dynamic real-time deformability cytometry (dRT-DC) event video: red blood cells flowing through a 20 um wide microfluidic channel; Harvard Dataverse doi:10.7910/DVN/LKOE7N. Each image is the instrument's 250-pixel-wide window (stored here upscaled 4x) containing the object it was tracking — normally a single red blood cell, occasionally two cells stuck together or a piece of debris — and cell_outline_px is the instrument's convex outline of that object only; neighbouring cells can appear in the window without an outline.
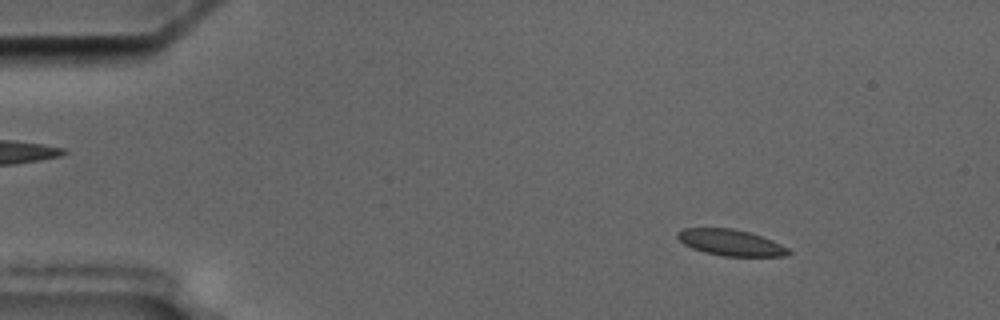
{"species": "common noctule bat (a hibernating species)", "species_latin": "Nyctalus noctula", "temperature_condition": "cold", "stored_images_in_passage": 57, "camera_frame_rate_fps": 3000, "um_per_image_px": 0.085, "animal": {"sex": "male", "body_mass_g": 17.5, "forearm_length_mm": 52.3}, "frame": {"image": 1, "passage_image": 8, "time_ms": 2.333, "image_size_px": [1000, 320], "cell_outline_px": [[792, 252], [788, 256], [724, 256], [704, 252], [692, 248], [684, 244], [676, 236], [676, 232], [684, 228], [732, 228], [748, 232], [772, 240], [788, 248]], "centroid_in_image_um": [62.1, 20.62], "position_along_channel_um": 22.9, "area_um2": 16.88}}
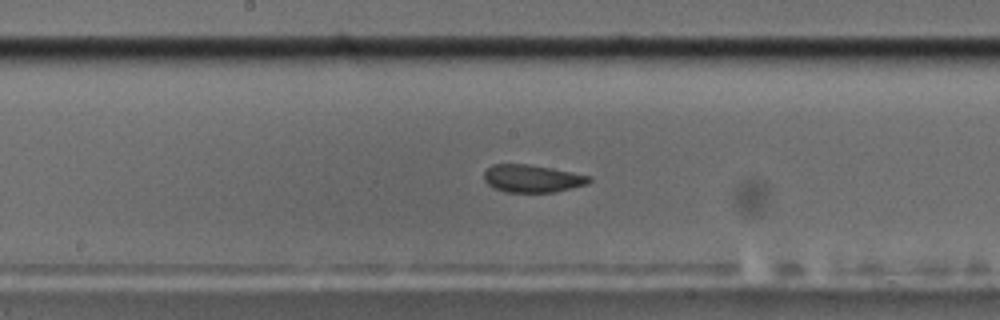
{"frame": {"image": 2, "passage_image": 30, "time_ms": 9.667, "image_size_px": [1000, 320], "cell_outline_px": [[592, 180], [588, 184], [556, 192], [504, 192], [492, 188], [484, 180], [484, 172], [492, 164], [528, 164], [552, 168], [592, 176]], "centroid_in_image_um": [45.25, 15.18], "position_along_channel_um": 203.0, "area_um2": 17.11}}
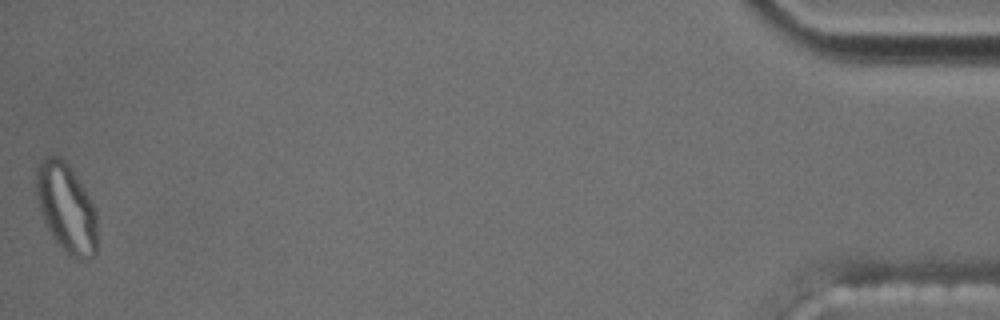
{"frame": {"image": 3, "passage_image": 57, "time_ms": 18.667, "image_size_px": [1000, 320], "cell_outline_px": [[96, 252], [92, 256], [80, 260], [68, 256], [52, 236], [44, 224], [36, 196], [36, 168], [40, 160], [44, 156], [56, 156], [64, 160], [68, 164], [96, 208]], "centroid_in_image_um": [5.61, 17.68], "position_along_channel_um": 429.6, "area_um2": 31.67}, "authors_computed_cell_mechanics": {"area_um2": 17.4556, "velocity_mm_per_s": 3.5494, "shape_relaxation_time_tau1_ms": null, "shape_relaxation_time_tau2_ms": 1.3029, "deformation_change_tau1": null, "deformation_change_tau2": 0.0761}}